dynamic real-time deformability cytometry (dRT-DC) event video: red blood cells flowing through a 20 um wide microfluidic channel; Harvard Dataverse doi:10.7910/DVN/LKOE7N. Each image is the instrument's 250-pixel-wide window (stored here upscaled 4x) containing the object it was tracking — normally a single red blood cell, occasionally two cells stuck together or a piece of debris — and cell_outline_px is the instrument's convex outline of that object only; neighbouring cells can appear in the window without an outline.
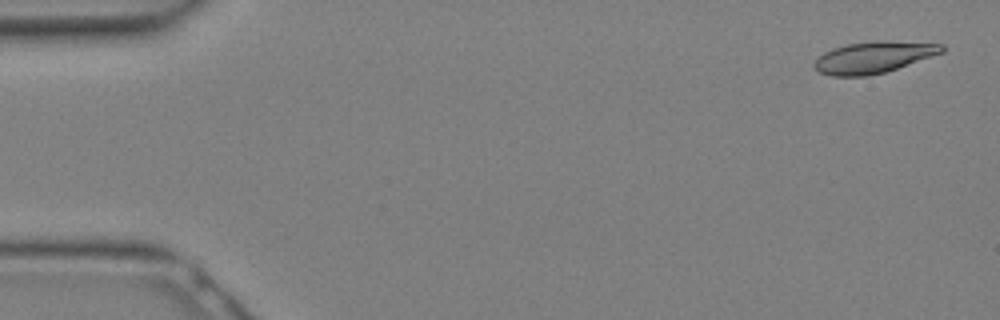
{"species": "Egyptian fruit bat (a non-hibernating species)", "species_latin": "Rousettus aegyptiacus", "temperature_condition": "warm", "stored_images_in_passage": 16, "camera_frame_rate_fps": 3000, "um_per_image_px": 0.085, "animal": {"sex": "female"}, "frame": {"image": 1, "passage_image": 1, "time_ms": 0.0, "image_size_px": [1000, 320], "cell_outline_px": [[944, 52], [884, 72], [868, 76], [832, 76], [820, 72], [812, 64], [824, 52], [832, 48], [848, 44], [876, 40], [880, 40], [944, 44]], "centroid_in_image_um": [74.24, 4.86], "position_along_channel_um": 10.8, "area_um2": 23.24}}
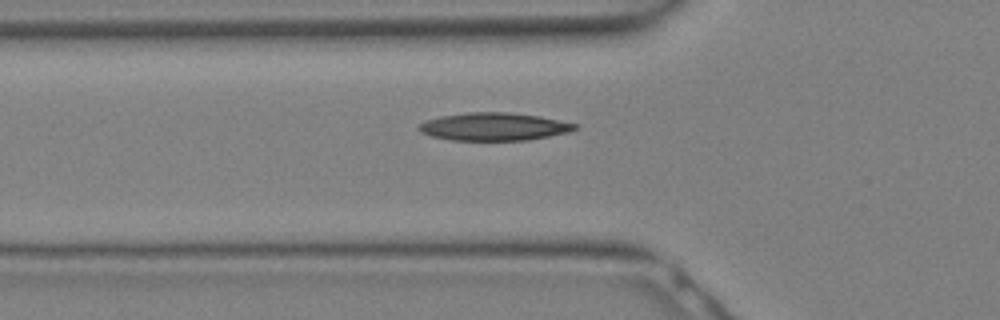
{"frame": {"image": 2, "passage_image": 10, "time_ms": 3.0, "image_size_px": [1000, 320], "cell_outline_px": [[580, 128], [568, 132], [528, 140], [452, 140], [432, 136], [420, 132], [416, 128], [420, 124], [428, 120], [440, 116], [468, 112], [508, 112], [540, 116], [580, 124]], "centroid_in_image_um": [42.03, 10.76], "position_along_channel_um": 83.8, "area_um2": 25.37}}
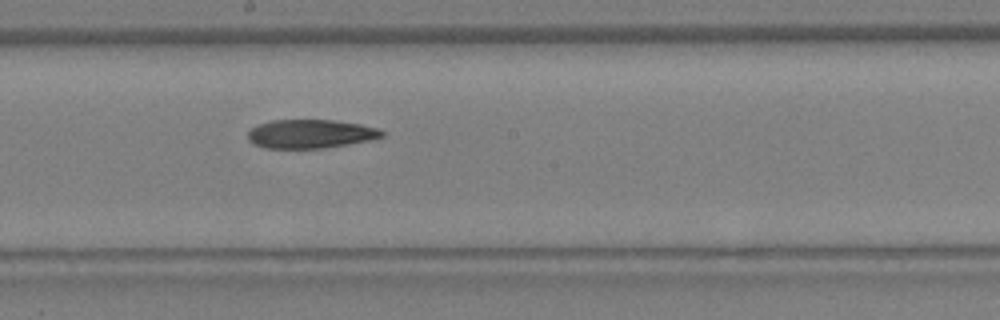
{"frame": {"image": 3, "passage_image": 16, "time_ms": 5.0, "image_size_px": [1000, 320], "cell_outline_px": [[384, 136], [368, 140], [348, 144], [320, 148], [264, 148], [248, 140], [248, 132], [256, 124], [272, 120], [336, 120], [360, 124], [376, 128], [384, 132]], "centroid_in_image_um": [26.36, 11.37], "position_along_channel_um": 221.8, "area_um2": 22.31}}